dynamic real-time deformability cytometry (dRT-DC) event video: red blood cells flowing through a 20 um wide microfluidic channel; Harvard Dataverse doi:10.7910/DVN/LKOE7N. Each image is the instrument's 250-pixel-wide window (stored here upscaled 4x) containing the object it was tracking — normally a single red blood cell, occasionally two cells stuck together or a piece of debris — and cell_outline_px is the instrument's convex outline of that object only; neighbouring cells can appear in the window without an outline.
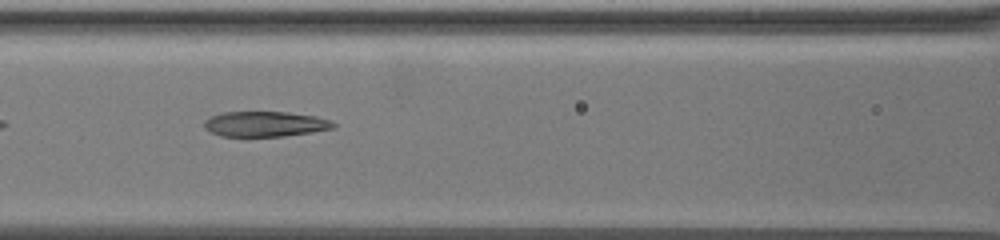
{"species": "common noctule bat (a hibernating species)", "species_latin": "Nyctalus noctula", "temperature_condition": "warm", "stored_images_in_passage": 46, "camera_frame_rate_fps": 3000, "um_per_image_px": 0.085, "animal": {"sex": "female", "body_mass_g": 19.5, "forearm_length_mm": 54.1}, "frame": {"image": 1, "passage_image": 8, "time_ms": 2.333, "image_size_px": [1000, 240], "cell_outline_px": [[336, 128], [312, 132], [284, 136], [220, 136], [204, 128], [204, 120], [220, 112], [288, 112], [316, 116], [332, 120], [336, 124]], "centroid_in_image_um": [22.57, 10.54], "position_along_channel_um": 144.0, "area_um2": 19.13}}
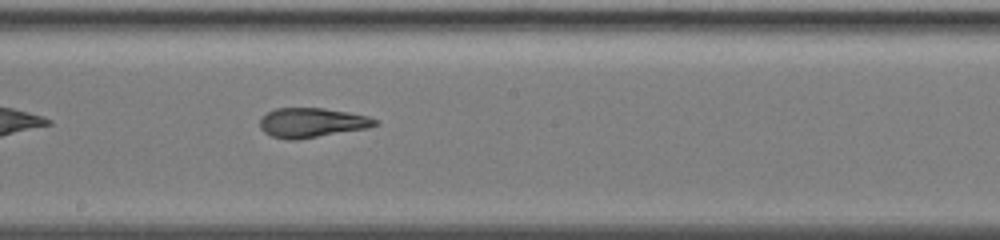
{"frame": {"image": 2, "passage_image": 16, "time_ms": 5.0, "image_size_px": [1000, 240], "cell_outline_px": [[380, 124], [368, 128], [296, 140], [288, 140], [272, 136], [264, 132], [260, 128], [260, 120], [268, 112], [276, 108], [324, 108], [348, 112], [368, 116], [376, 120]], "centroid_in_image_um": [26.52, 10.43], "position_along_channel_um": 221.7, "area_um2": 19.77}}
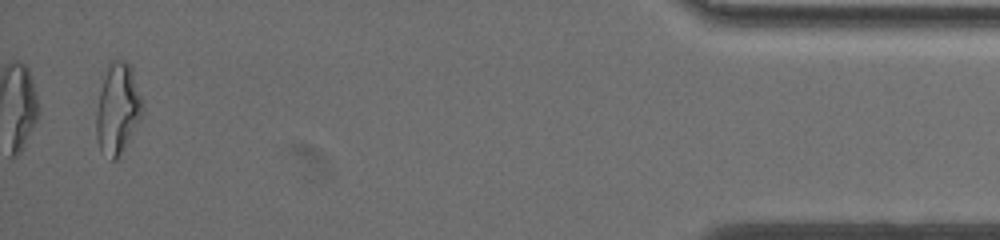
{"frame": {"image": 3, "passage_image": 44, "time_ms": 14.333, "image_size_px": [1000, 240], "cell_outline_px": [[140, 120], [120, 156], [116, 160], [112, 160], [100, 148], [96, 140], [96, 112], [100, 92], [108, 64], [112, 60], [124, 60], [132, 68], [140, 96]], "centroid_in_image_um": [9.97, 9.26], "position_along_channel_um": 425.2, "area_um2": 23.76}}